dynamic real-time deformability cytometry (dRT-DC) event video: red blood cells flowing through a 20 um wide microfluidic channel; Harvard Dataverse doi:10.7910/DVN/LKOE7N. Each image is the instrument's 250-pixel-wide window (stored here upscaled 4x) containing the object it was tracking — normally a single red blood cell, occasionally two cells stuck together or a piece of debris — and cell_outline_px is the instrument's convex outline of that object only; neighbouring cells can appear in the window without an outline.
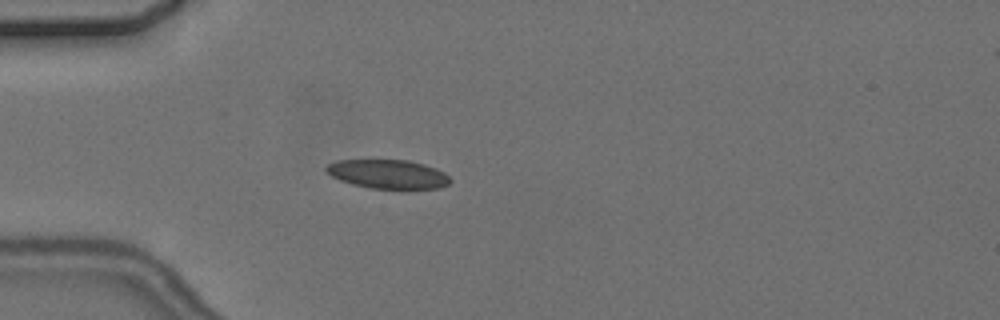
{"species": "common noctule bat (a hibernating species)", "species_latin": "Nyctalus noctula", "temperature_condition": "cold", "stored_images_in_passage": 4, "camera_frame_rate_fps": 3000, "um_per_image_px": 0.085, "animal": {"sex": "female", "body_mass_g": 24.6, "forearm_length_mm": 56.2}, "frame": {"image": 1, "passage_image": 4, "time_ms": 3.333, "image_size_px": [1000, 320], "cell_outline_px": [[452, 180], [448, 184], [440, 188], [368, 188], [352, 184], [340, 180], [332, 176], [324, 168], [328, 164], [336, 160], [408, 160], [424, 164], [436, 168], [444, 172]], "centroid_in_image_um": [32.98, 14.79], "position_along_channel_um": 52.0, "area_um2": 20.81}}